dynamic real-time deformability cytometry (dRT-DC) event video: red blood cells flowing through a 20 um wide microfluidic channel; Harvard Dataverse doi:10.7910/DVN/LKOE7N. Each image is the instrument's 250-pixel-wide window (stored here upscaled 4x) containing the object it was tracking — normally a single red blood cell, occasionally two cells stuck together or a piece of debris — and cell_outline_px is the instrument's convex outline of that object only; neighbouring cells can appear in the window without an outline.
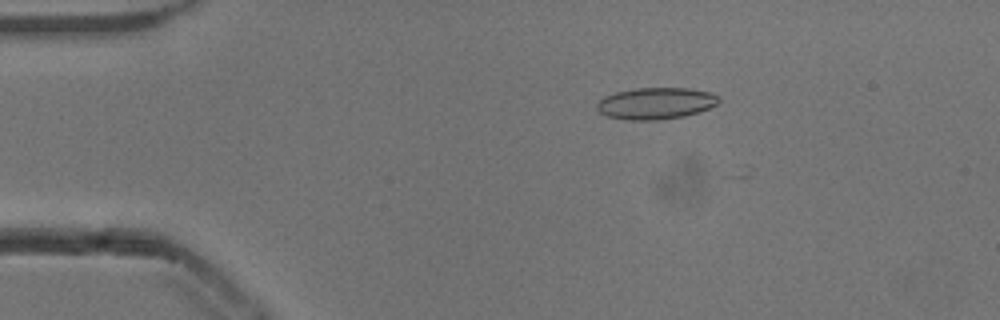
{"species": "common noctule bat (a hibernating species)", "species_latin": "Nyctalus noctula", "temperature_condition": "cold", "stored_images_in_passage": 2, "camera_frame_rate_fps": 3000, "um_per_image_px": 0.085, "animal": {"sex": "male", "body_mass_g": 13.3}, "frame": {"image": 1, "passage_image": 1, "time_ms": 0.0, "image_size_px": [1000, 320], "cell_outline_px": [[720, 100], [716, 104], [708, 108], [684, 116], [656, 120], [628, 120], [608, 116], [600, 112], [596, 108], [596, 104], [604, 96], [616, 92], [636, 88], [688, 88], [712, 92], [720, 96]], "centroid_in_image_um": [55.75, 8.77], "position_along_channel_um": 29.3, "area_um2": 22.43}}